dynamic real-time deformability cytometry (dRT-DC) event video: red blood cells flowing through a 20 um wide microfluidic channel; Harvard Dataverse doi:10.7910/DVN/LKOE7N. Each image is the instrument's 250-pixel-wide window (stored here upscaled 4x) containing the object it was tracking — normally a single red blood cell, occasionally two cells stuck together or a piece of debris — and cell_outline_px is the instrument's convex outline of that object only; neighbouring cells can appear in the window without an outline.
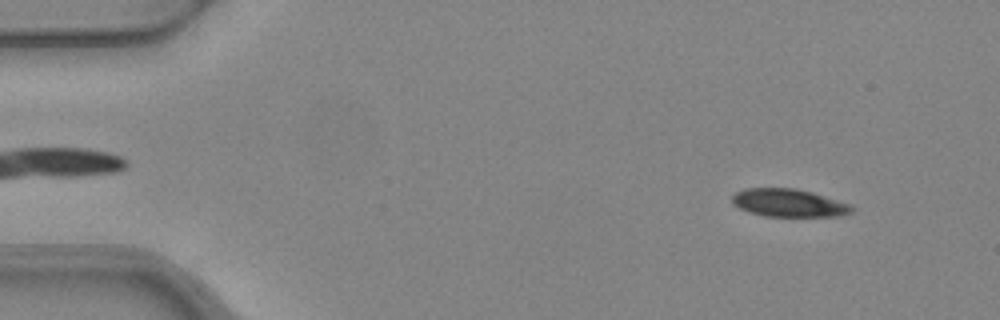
{"species": "common noctule bat (a hibernating species)", "species_latin": "Nyctalus noctula", "temperature_condition": "warm", "stored_images_in_passage": 4, "camera_frame_rate_fps": 3000, "um_per_image_px": 0.085, "animal": {"sex": "female", "body_mass_g": 24.6, "forearm_length_mm": 56.2}, "frame": {"image": 1, "passage_image": 1, "time_ms": 0.0, "image_size_px": [1000, 320], "cell_outline_px": [[856, 208], [852, 212], [840, 216], [764, 216], [748, 212], [732, 204], [732, 196], [736, 192], [744, 188], [796, 188], [812, 192], [852, 204]], "centroid_in_image_um": [67.07, 17.24], "position_along_channel_um": 17.9, "area_um2": 19.65}}
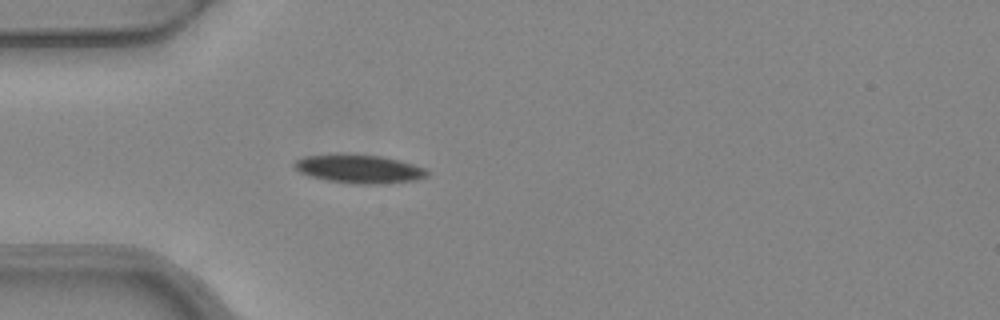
{"frame": {"image": 2, "passage_image": 4, "time_ms": 1.0, "image_size_px": [1000, 320], "cell_outline_px": [[428, 176], [416, 180], [380, 184], [356, 184], [328, 180], [308, 176], [292, 168], [292, 164], [296, 160], [304, 156], [336, 152], [344, 152], [380, 156], [400, 160], [424, 168], [428, 172]], "centroid_in_image_um": [30.45, 14.33], "position_along_channel_um": 54.5, "area_um2": 22.66}}